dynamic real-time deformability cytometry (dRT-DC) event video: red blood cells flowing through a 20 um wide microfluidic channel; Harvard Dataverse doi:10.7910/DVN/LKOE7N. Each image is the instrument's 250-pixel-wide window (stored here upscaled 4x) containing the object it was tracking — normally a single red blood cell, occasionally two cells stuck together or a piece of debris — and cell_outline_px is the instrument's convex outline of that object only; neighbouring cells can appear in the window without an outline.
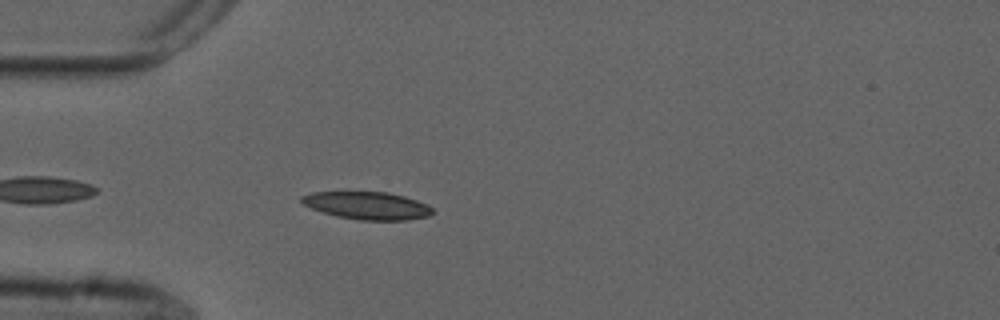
{"species": "common noctule bat (a hibernating species)", "species_latin": "Nyctalus noctula", "temperature_condition": "cold", "stored_images_in_passage": 22, "camera_frame_rate_fps": 3000, "um_per_image_px": 0.085, "animal": {"sex": "male", "forearm_length_mm": 52.5}, "frame": {"image": 1, "passage_image": 4, "time_ms": 1.0, "image_size_px": [1000, 320], "cell_outline_px": [[436, 212], [428, 216], [408, 220], [360, 220], [336, 216], [312, 208], [304, 204], [300, 200], [300, 196], [312, 192], [388, 192], [404, 196], [416, 200], [432, 208]], "centroid_in_image_um": [31.22, 17.47], "position_along_channel_um": 53.8, "area_um2": 20.98}}
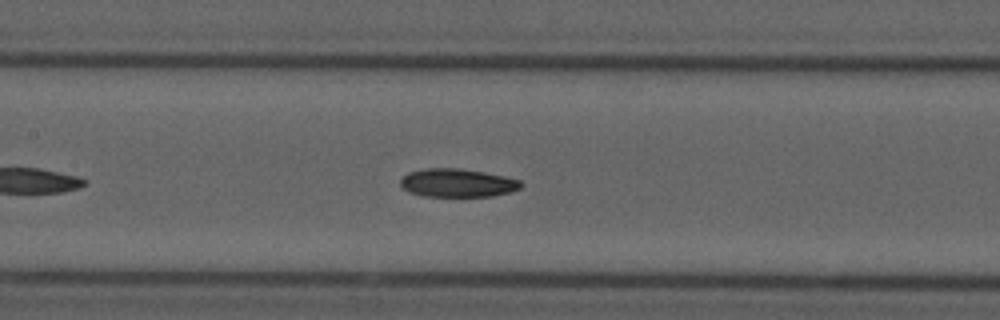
{"frame": {"image": 2, "passage_image": 14, "time_ms": 4.333, "image_size_px": [1000, 320], "cell_outline_px": [[524, 184], [520, 188], [508, 192], [492, 196], [424, 196], [408, 192], [400, 184], [400, 180], [408, 172], [424, 168], [460, 168], [484, 172], [504, 176], [520, 180]], "centroid_in_image_um": [38.87, 15.54], "position_along_channel_um": 168.5, "area_um2": 19.88}}
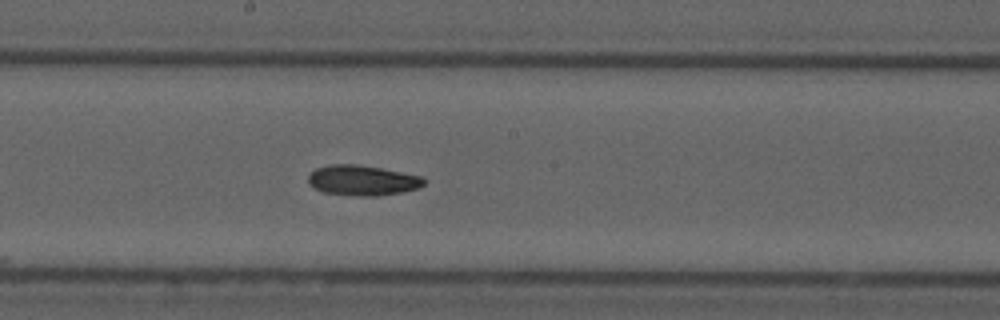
{"frame": {"image": 3, "passage_image": 18, "time_ms": 5.667, "image_size_px": [1000, 320], "cell_outline_px": [[424, 184], [420, 188], [400, 192], [376, 196], [356, 196], [324, 192], [308, 184], [308, 176], [316, 168], [332, 164], [356, 164], [380, 168], [424, 176]], "centroid_in_image_um": [30.82, 15.33], "position_along_channel_um": 217.4, "area_um2": 20.35}}